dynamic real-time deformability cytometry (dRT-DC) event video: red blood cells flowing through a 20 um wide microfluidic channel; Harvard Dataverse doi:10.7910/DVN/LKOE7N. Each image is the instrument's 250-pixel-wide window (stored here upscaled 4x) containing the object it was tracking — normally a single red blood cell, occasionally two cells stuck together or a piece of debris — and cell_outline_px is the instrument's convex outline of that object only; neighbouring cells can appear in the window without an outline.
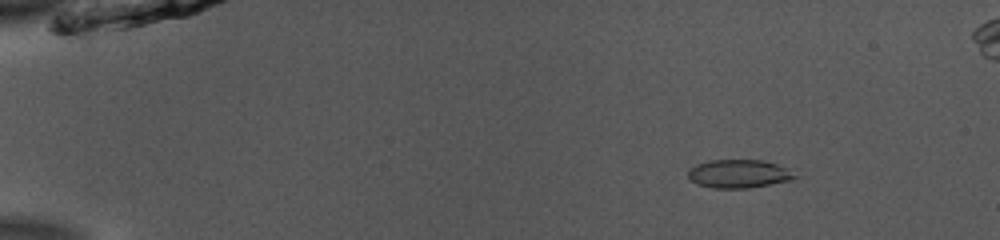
{"species": "common noctule bat (a hibernating species)", "species_latin": "Nyctalus noctula", "temperature_condition": "room temperature", "stored_images_in_passage": 46, "camera_frame_rate_fps": 3000, "um_per_image_px": 0.085, "animal": {"sex": "male", "body_mass_g": 13.0, "forearm_length_mm": 53.1}, "frame": {"image": 1, "passage_image": 1, "time_ms": 0.0, "image_size_px": [1000, 240], "cell_outline_px": [[800, 176], [792, 180], [748, 188], [712, 188], [696, 184], [688, 176], [688, 172], [696, 164], [712, 160], [764, 160], [792, 168]], "centroid_in_image_um": [62.9, 14.77], "position_along_channel_um": 22.1, "area_um2": 17.92}}
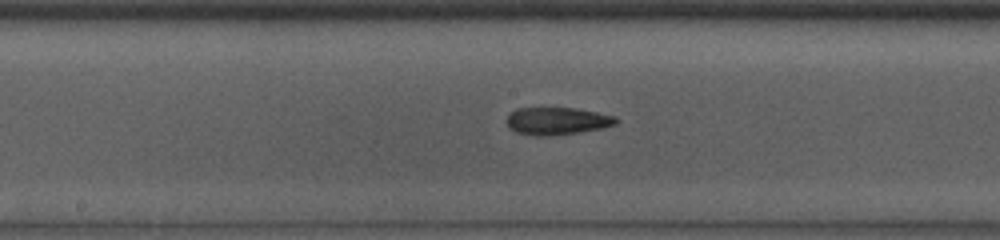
{"frame": {"image": 2, "passage_image": 22, "time_ms": 7.0, "image_size_px": [1000, 240], "cell_outline_px": [[620, 120], [616, 124], [600, 128], [576, 132], [548, 136], [536, 136], [516, 132], [508, 128], [508, 116], [516, 108], [576, 108], [616, 116]], "centroid_in_image_um": [47.36, 10.28], "position_along_channel_um": 200.8, "area_um2": 17.34}}
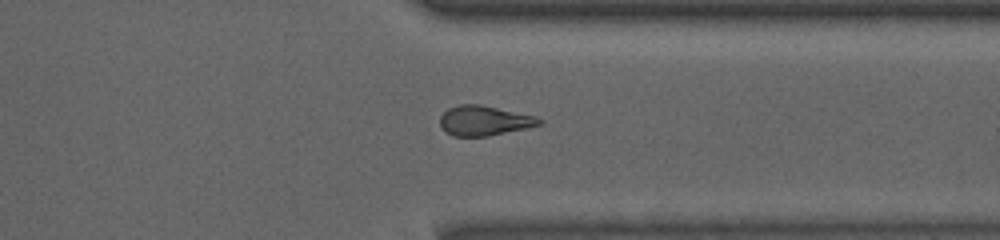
{"frame": {"image": 3, "passage_image": 35, "time_ms": 11.333, "image_size_px": [1000, 240], "cell_outline_px": [[544, 124], [488, 136], [452, 136], [444, 132], [440, 124], [440, 116], [448, 108], [456, 104], [480, 104], [536, 116], [544, 120]], "centroid_in_image_um": [41.15, 10.25], "position_along_channel_um": 370.2, "area_um2": 17.46}, "authors_computed_cell_mechanics": {"area_um2": 17.4267, "velocity_mm_per_s": 3.9155, "shape_relaxation_time_tau1_ms": 9.1416, "shape_relaxation_time_tau2_ms": 5.9552, "deformation_change_tau1": 0.2151, "deformation_change_tau2": 0.1302}}